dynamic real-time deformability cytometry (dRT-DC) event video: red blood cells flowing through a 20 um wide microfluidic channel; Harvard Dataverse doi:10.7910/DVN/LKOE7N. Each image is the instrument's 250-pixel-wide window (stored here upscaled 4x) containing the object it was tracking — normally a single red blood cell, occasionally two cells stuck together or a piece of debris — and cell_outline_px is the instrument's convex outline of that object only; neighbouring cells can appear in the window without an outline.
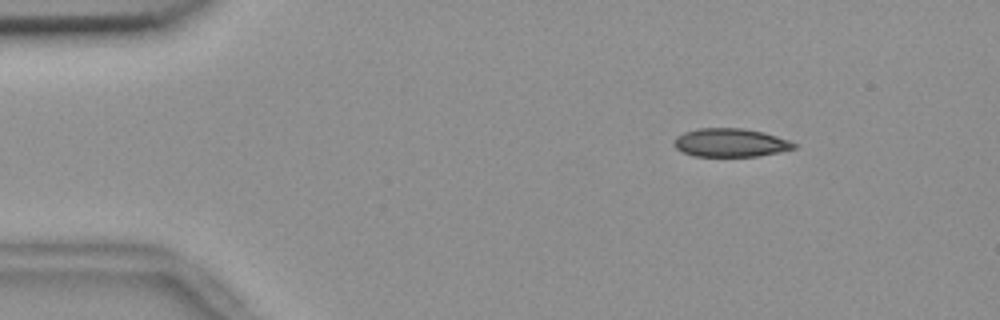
{"species": "common noctule bat (a hibernating species)", "species_latin": "Nyctalus noctula", "temperature_condition": "room temperature", "stored_images_in_passage": 55, "camera_frame_rate_fps": 3000, "um_per_image_px": 0.085, "animal": {"sex": "female", "body_mass_g": 18.4}, "frame": {"image": 1, "passage_image": 8, "time_ms": 2.333, "image_size_px": [1000, 320], "cell_outline_px": [[796, 148], [780, 152], [756, 156], [696, 156], [684, 152], [676, 148], [672, 144], [676, 136], [684, 132], [696, 128], [744, 128], [764, 132], [788, 140], [796, 144]], "centroid_in_image_um": [62.07, 12.12], "position_along_channel_um": 22.9, "area_um2": 19.88}}
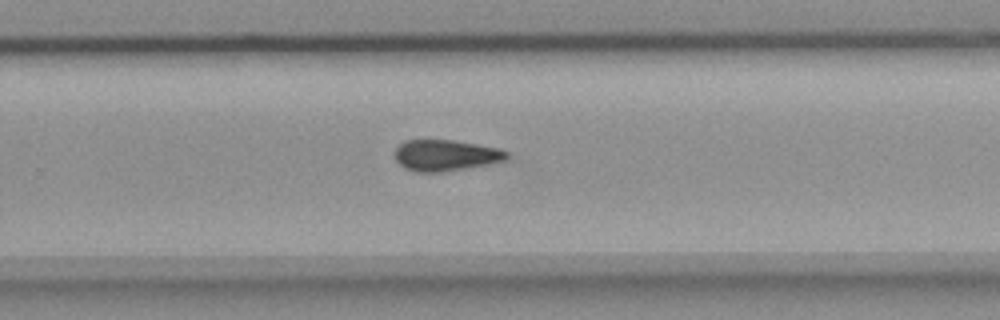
{"frame": {"image": 2, "passage_image": 36, "time_ms": 11.667, "image_size_px": [1000, 320], "cell_outline_px": [[508, 156], [504, 160], [488, 164], [440, 172], [416, 172], [404, 168], [396, 160], [396, 148], [404, 140], [452, 140], [500, 148], [508, 152]], "centroid_in_image_um": [37.86, 13.2], "position_along_channel_um": 291.9, "area_um2": 20.11}}
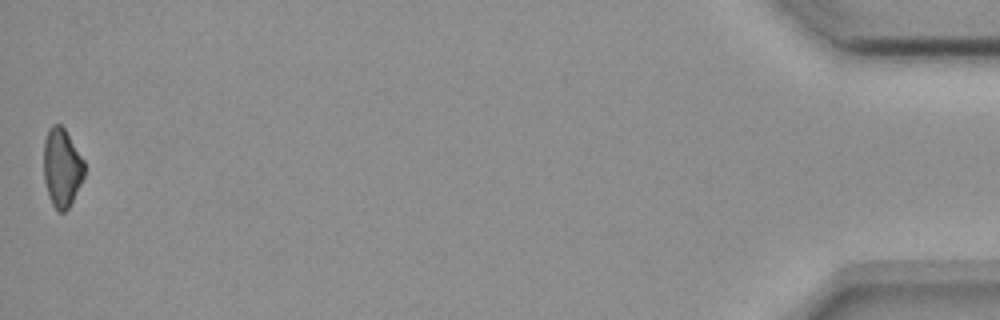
{"frame": {"image": 3, "passage_image": 55, "time_ms": 18.0, "image_size_px": [1000, 320], "cell_outline_px": [[84, 176], [68, 208], [64, 212], [56, 212], [48, 196], [44, 180], [44, 140], [48, 128], [52, 124], [60, 124], [64, 128], [84, 160]], "centroid_in_image_um": [5.24, 14.24], "position_along_channel_um": 430.0, "area_um2": 18.61}, "authors_computed_cell_mechanics": {"area_um2": 20.519, "velocity_mm_per_s": 3.6871, "shape_relaxation_time_tau1_ms": null, "shape_relaxation_time_tau2_ms": 7.508, "deformation_change_tau1": null, "deformation_change_tau2": 0.144}}